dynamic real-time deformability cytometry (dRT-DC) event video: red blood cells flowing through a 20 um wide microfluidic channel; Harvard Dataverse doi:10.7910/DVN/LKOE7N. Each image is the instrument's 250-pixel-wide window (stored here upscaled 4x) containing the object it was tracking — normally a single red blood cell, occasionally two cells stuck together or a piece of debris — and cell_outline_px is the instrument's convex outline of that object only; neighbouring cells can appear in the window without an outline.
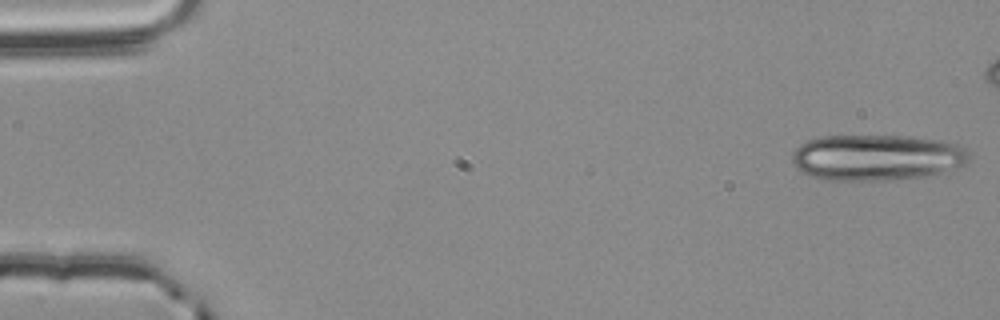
{"species": "common noctule bat (a hibernating species)", "species_latin": "Nyctalus noctula", "temperature_condition": "room temperature", "stored_images_in_passage": 21, "camera_frame_rate_fps": 3000, "um_per_image_px": 0.085, "animal": {"sex": "male", "body_mass_g": 20.4}, "frame": {"image": 1, "passage_image": 1, "time_ms": 0.0, "image_size_px": [1000, 320], "cell_outline_px": [[972, 160], [968, 164], [944, 172], [924, 176], [896, 180], [824, 180], [808, 176], [800, 172], [796, 168], [792, 160], [792, 152], [804, 140], [820, 136], [908, 136], [940, 140], [956, 144], [972, 152]], "centroid_in_image_um": [74.54, 13.39], "position_along_channel_um": 10.5, "area_um2": 48.38}}